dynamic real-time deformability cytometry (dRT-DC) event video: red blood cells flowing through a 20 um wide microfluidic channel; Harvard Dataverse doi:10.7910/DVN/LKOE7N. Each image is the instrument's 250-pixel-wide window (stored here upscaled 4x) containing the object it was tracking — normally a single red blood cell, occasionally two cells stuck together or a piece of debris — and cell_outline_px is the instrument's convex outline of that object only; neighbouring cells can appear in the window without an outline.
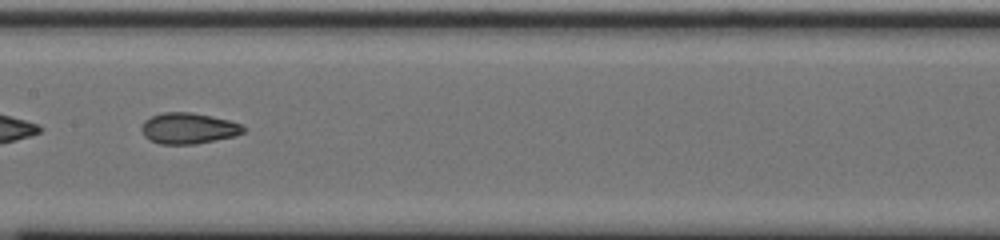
{"species": "common noctule bat (a hibernating species)", "species_latin": "Nyctalus noctula", "temperature_condition": "cold", "stored_images_in_passage": 38, "camera_frame_rate_fps": 3000, "um_per_image_px": 0.085, "animal": {"sex": "male", "body_mass_g": 20.0, "forearm_length_mm": 53.3}, "frame": {"image": 1, "passage_image": 12, "time_ms": 3.667, "image_size_px": [1000, 240], "cell_outline_px": [[244, 132], [236, 136], [196, 144], [160, 144], [148, 140], [144, 136], [140, 128], [144, 120], [152, 116], [164, 112], [192, 112], [212, 116], [228, 120], [240, 124], [244, 128]], "centroid_in_image_um": [15.99, 10.91], "position_along_channel_um": 191.4, "area_um2": 18.5}}
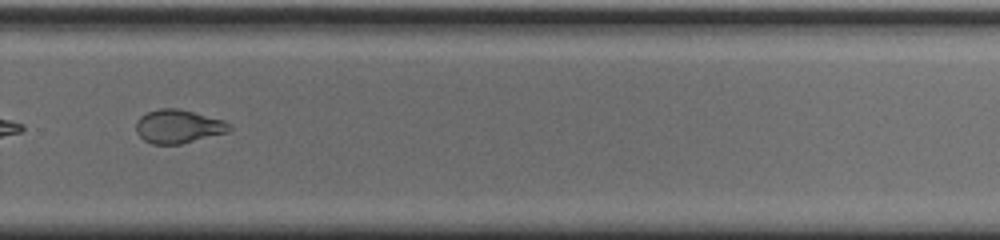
{"frame": {"image": 2, "passage_image": 22, "time_ms": 7.0, "image_size_px": [1000, 240], "cell_outline_px": [[232, 128], [228, 132], [180, 144], [152, 144], [144, 140], [136, 132], [136, 120], [140, 116], [148, 112], [160, 108], [180, 108], [224, 120], [232, 124]], "centroid_in_image_um": [15.16, 10.74], "position_along_channel_um": 314.6, "area_um2": 18.38}, "authors_computed_cell_mechanics": {"area_um2": 18.785, "velocity_mm_per_s": 3.7123, "shape_relaxation_time_tau1_ms": null, "shape_relaxation_time_tau2_ms": 1.9558, "deformation_change_tau1": null, "deformation_change_tau2": 0.076}}